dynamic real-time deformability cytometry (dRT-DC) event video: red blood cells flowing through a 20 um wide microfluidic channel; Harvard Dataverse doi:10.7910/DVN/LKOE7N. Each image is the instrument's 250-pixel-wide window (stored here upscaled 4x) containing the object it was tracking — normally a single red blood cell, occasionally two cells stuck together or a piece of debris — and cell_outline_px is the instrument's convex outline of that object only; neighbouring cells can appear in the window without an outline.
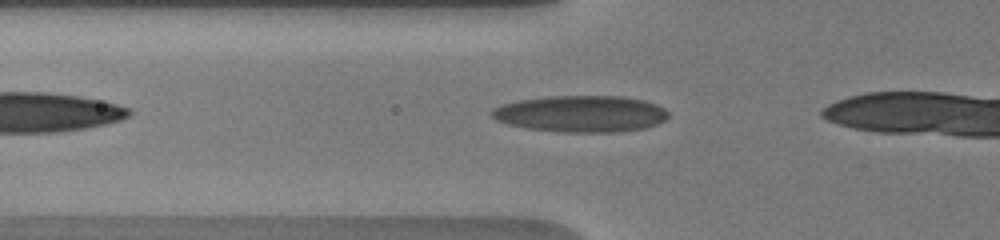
{"species": "human", "species_latin": "Homo sapiens", "temperature_condition": "warm", "stored_images_in_passage": 16, "camera_frame_rate_fps": 3000, "um_per_image_px": 0.085, "donor": {"sex": "male"}, "frame": {"image": 1, "passage_image": 3, "time_ms": 0.667, "image_size_px": [1000, 240], "cell_outline_px": [[668, 116], [664, 120], [656, 124], [644, 128], [616, 132], [564, 132], [528, 128], [508, 124], [496, 120], [488, 112], [492, 108], [500, 104], [516, 100], [548, 96], [624, 96], [644, 100], [656, 104], [664, 108], [668, 112]], "centroid_in_image_um": [49.34, 9.66], "position_along_channel_um": 76.5, "area_um2": 37.8}}
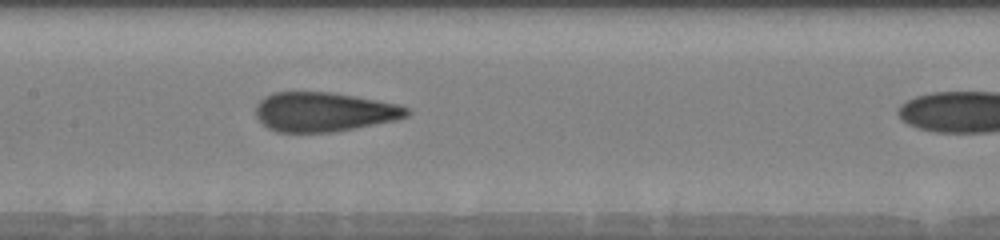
{"frame": {"image": 2, "passage_image": 12, "time_ms": 3.333, "image_size_px": [1000, 240], "cell_outline_px": [[412, 112], [408, 116], [396, 120], [332, 132], [276, 132], [268, 128], [256, 116], [256, 104], [264, 96], [272, 92], [332, 92], [356, 96], [400, 104], [408, 108]], "centroid_in_image_um": [27.55, 9.5], "position_along_channel_um": 179.9, "area_um2": 34.8}}